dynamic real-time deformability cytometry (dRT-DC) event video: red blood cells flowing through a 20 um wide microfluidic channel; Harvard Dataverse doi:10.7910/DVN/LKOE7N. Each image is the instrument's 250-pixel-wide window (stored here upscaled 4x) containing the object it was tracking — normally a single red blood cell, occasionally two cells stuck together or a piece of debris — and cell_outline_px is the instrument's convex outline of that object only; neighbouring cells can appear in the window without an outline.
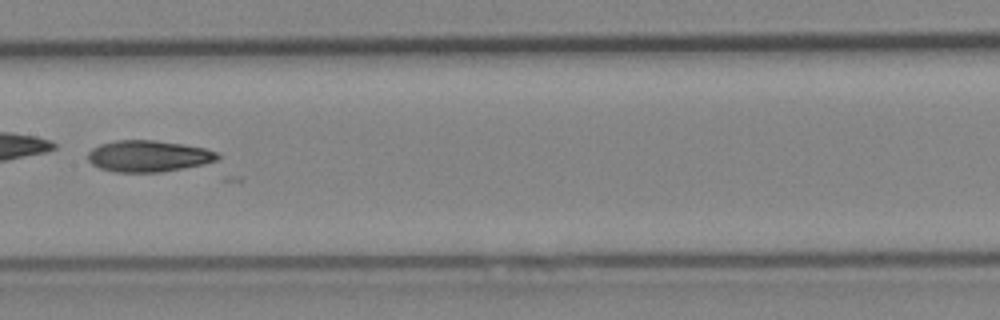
{"species": "Egyptian fruit bat (a non-hibernating species)", "species_latin": "Rousettus aegyptiacus", "temperature_condition": "cold", "stored_images_in_passage": 6, "camera_frame_rate_fps": 3000, "um_per_image_px": 0.085, "animal": {"sex": "female"}, "frame": {"image": 1, "passage_image": 6, "time_ms": 6.333, "image_size_px": [1000, 320], "cell_outline_px": [[220, 156], [216, 160], [204, 164], [184, 168], [160, 172], [112, 172], [100, 168], [92, 164], [88, 160], [88, 152], [92, 148], [100, 144], [116, 140], [156, 140], [184, 144], [204, 148], [220, 152]], "centroid_in_image_um": [12.62, 13.26], "position_along_channel_um": 194.8, "area_um2": 23.93}}